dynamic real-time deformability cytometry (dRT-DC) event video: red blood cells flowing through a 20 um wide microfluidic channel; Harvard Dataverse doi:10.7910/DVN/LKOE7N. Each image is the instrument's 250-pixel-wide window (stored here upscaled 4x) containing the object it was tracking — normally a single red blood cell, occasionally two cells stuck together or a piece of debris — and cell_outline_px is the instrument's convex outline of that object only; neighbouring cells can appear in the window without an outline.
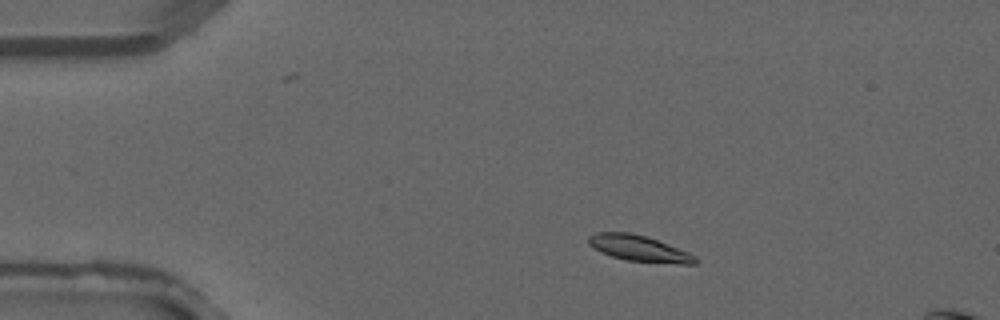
{"species": "common noctule bat (a hibernating species)", "species_latin": "Nyctalus noctula", "temperature_condition": "warm", "stored_images_in_passage": 3, "camera_frame_rate_fps": 3000, "um_per_image_px": 0.085, "animal": {"sex": "male", "forearm_length_mm": 52.5}, "frame": {"image": 1, "passage_image": 1, "time_ms": 0.0, "image_size_px": [1000, 320], "cell_outline_px": [[700, 260], [696, 264], [680, 264], [624, 260], [600, 252], [588, 244], [588, 236], [596, 232], [628, 232], [644, 236], [656, 240], [688, 252], [696, 256]], "centroid_in_image_um": [54.31, 21.12], "position_along_channel_um": 30.7, "area_um2": 16.13}}
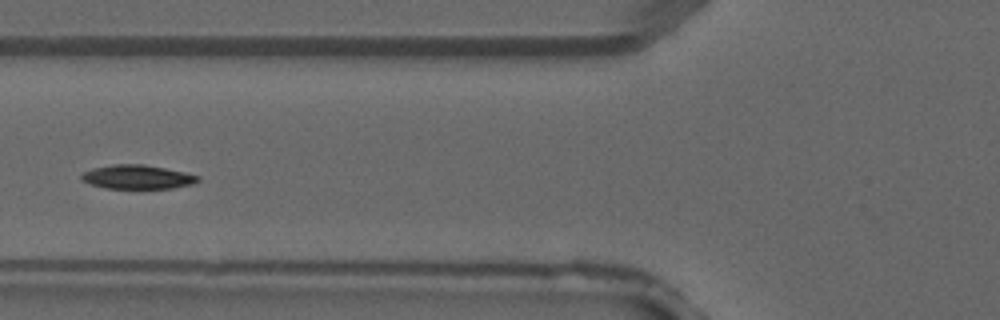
{"frame": {"image": 2, "passage_image": 3, "time_ms": 0.667, "image_size_px": [1000, 320], "cell_outline_px": [[200, 180], [192, 184], [172, 188], [104, 188], [80, 180], [80, 176], [84, 172], [92, 168], [112, 164], [144, 164], [184, 172], [200, 176]], "centroid_in_image_um": [11.66, 15.04], "position_along_channel_um": 114.1, "area_um2": 16.24}}